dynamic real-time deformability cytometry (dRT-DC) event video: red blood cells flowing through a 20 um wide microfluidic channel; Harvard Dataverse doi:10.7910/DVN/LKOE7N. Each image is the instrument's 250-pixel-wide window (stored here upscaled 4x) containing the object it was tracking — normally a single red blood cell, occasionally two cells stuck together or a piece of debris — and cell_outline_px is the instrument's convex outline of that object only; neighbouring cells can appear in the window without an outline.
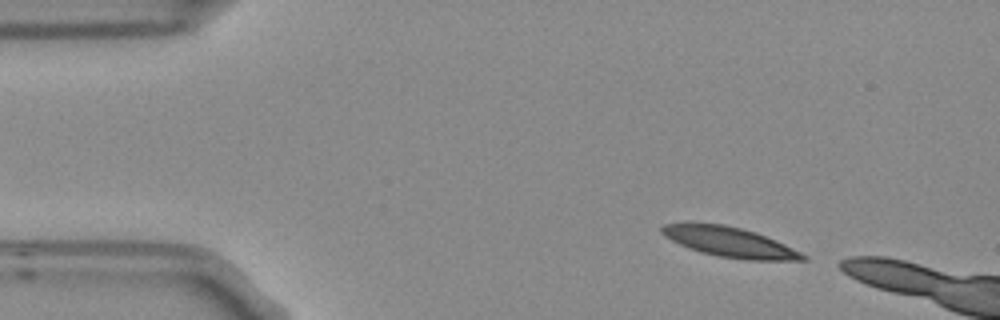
{"species": "Egyptian fruit bat (a non-hibernating species)", "species_latin": "Rousettus aegyptiacus", "temperature_condition": "room temperature", "stored_images_in_passage": 3, "camera_frame_rate_fps": 3000, "um_per_image_px": 0.085, "frame": {"image": 1, "passage_image": 1, "time_ms": 0.0, "image_size_px": [1000, 320], "cell_outline_px": [[808, 260], [744, 260], [720, 256], [700, 252], [688, 248], [664, 236], [660, 232], [660, 228], [664, 224], [724, 224], [756, 232], [784, 244], [808, 256]], "centroid_in_image_um": [62.04, 20.59], "position_along_channel_um": 23.0, "area_um2": 24.22}}